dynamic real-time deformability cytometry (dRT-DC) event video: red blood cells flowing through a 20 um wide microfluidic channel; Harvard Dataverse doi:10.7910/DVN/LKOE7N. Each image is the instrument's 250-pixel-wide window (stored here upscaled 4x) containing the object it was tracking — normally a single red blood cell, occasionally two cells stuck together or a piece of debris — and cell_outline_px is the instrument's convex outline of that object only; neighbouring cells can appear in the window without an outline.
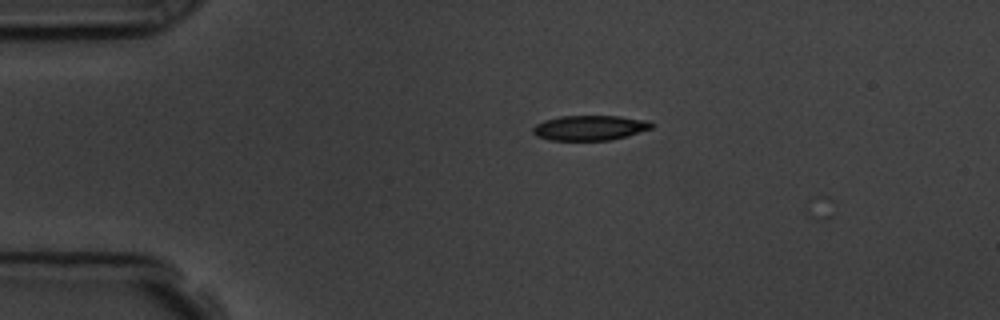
{"species": "common noctule bat (a hibernating species)", "species_latin": "Nyctalus noctula", "temperature_condition": "room temperature", "stored_images_in_passage": 46, "camera_frame_rate_fps": 3000, "um_per_image_px": 0.085, "animal": {"sex": "male", "body_mass_g": 19.5, "forearm_length_mm": 54.6}, "frame": {"image": 1, "passage_image": 1, "time_ms": 0.0, "image_size_px": [1000, 320], "cell_outline_px": [[652, 128], [628, 136], [612, 140], [548, 140], [536, 136], [532, 132], [532, 128], [536, 124], [544, 120], [560, 116], [620, 116], [652, 120]], "centroid_in_image_um": [50.15, 10.86], "position_along_channel_um": 34.9, "area_um2": 17.51}}
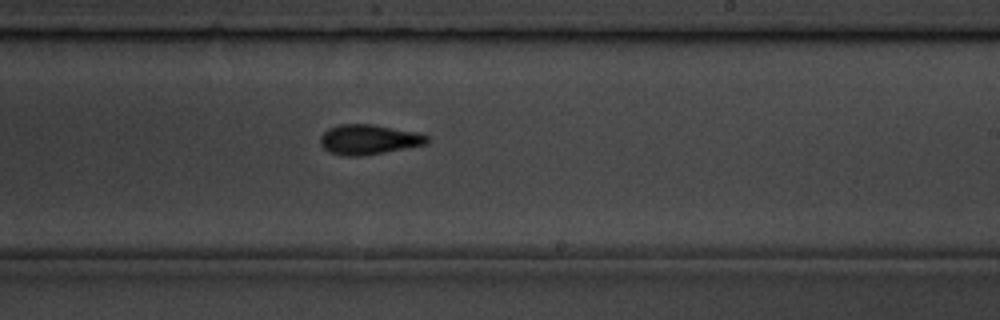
{"frame": {"image": 2, "passage_image": 23, "time_ms": 7.333, "image_size_px": [1000, 320], "cell_outline_px": [[428, 144], [364, 156], [344, 156], [328, 152], [320, 144], [320, 136], [328, 128], [340, 124], [372, 124], [416, 132], [428, 136]], "centroid_in_image_um": [31.32, 11.87], "position_along_channel_um": 257.7, "area_um2": 18.73}}
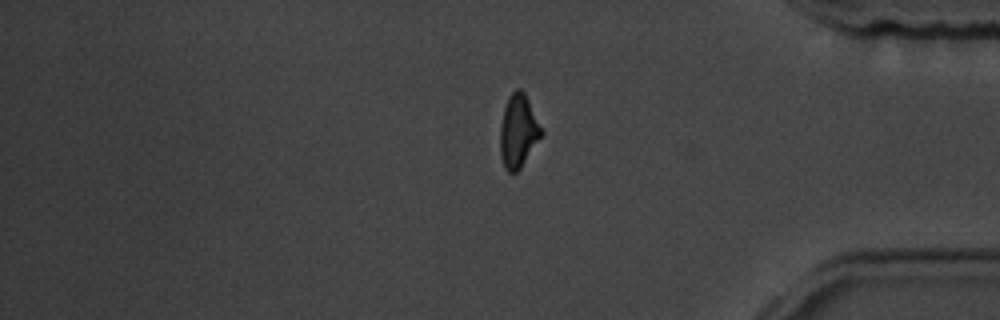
{"frame": {"image": 3, "passage_image": 36, "time_ms": 11.667, "image_size_px": [1000, 320], "cell_outline_px": [[544, 132], [520, 168], [516, 172], [508, 172], [504, 168], [500, 152], [500, 128], [504, 108], [508, 96], [516, 88], [520, 88], [524, 92]], "centroid_in_image_um": [44.04, 11.13], "position_along_channel_um": 391.2, "area_um2": 17.4}, "authors_computed_cell_mechanics": {"area_um2": 17.8024, "velocity_mm_per_s": 3.5928, "shape_relaxation_time_tau1_ms": 3.9326, "shape_relaxation_time_tau2_ms": 5.9503, "deformation_change_tau1": 0.1498, "deformation_change_tau2": 0.1344}}